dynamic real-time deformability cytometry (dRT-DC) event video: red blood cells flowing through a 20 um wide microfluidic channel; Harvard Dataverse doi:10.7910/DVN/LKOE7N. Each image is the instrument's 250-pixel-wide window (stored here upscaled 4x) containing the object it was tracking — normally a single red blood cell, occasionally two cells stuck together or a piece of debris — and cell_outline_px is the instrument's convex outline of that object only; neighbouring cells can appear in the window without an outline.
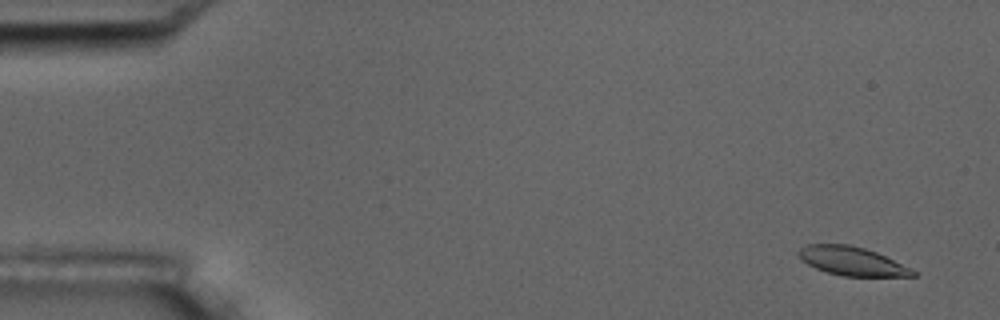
{"species": "common noctule bat (a hibernating species)", "species_latin": "Nyctalus noctula", "temperature_condition": "room temperature", "stored_images_in_passage": 5, "camera_frame_rate_fps": 3000, "um_per_image_px": 0.085, "animal": {"sex": "male", "body_mass_g": 17.5, "forearm_length_mm": 52.3}, "frame": {"image": 1, "passage_image": 1, "time_ms": 0.0, "image_size_px": [1000, 320], "cell_outline_px": [[916, 276], [844, 276], [828, 272], [816, 268], [808, 264], [800, 256], [800, 248], [808, 244], [848, 244], [864, 248], [876, 252], [912, 268], [916, 272]], "centroid_in_image_um": [72.46, 22.19], "position_along_channel_um": 12.5, "area_um2": 18.79}}